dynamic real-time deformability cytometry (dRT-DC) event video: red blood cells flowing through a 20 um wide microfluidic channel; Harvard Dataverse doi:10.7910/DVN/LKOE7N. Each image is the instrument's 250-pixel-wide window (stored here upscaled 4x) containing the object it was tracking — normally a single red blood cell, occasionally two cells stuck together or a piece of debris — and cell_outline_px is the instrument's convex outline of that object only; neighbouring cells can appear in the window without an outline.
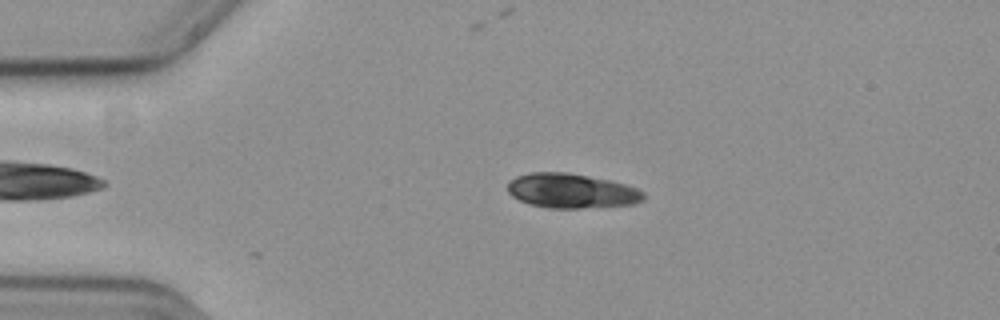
{"species": "common noctule bat (a hibernating species)", "species_latin": "Nyctalus noctula", "temperature_condition": "cold", "stored_images_in_passage": 12, "camera_frame_rate_fps": 3000, "um_per_image_px": 0.085, "animal": {"sex": "female", "body_mass_g": 19.3, "forearm_length_mm": 54.1}, "frame": {"image": 1, "passage_image": 12, "time_ms": 3.667, "image_size_px": [1000, 320], "cell_outline_px": [[644, 200], [632, 204], [580, 208], [548, 208], [528, 204], [512, 196], [508, 192], [508, 184], [516, 176], [532, 172], [564, 172], [608, 180], [624, 184], [636, 188], [644, 192]], "centroid_in_image_um": [48.56, 16.23], "position_along_channel_um": 36.4, "area_um2": 27.11}}